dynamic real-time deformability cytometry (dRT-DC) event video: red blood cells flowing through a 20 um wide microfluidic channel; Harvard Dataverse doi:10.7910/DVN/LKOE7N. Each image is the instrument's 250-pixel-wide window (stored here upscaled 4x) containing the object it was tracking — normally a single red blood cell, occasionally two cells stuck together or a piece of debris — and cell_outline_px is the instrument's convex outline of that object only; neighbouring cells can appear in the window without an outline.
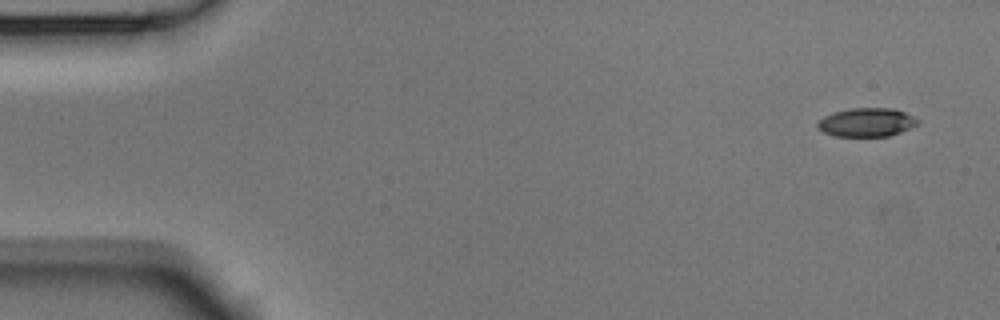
{"species": "Egyptian fruit bat (a non-hibernating species)", "species_latin": "Rousettus aegyptiacus", "temperature_condition": "room temperature", "stored_images_in_passage": 4, "camera_frame_rate_fps": 3000, "um_per_image_px": 0.085, "animal": {"sex": "male"}, "frame": {"image": 1, "passage_image": 1, "time_ms": 0.0, "image_size_px": [1000, 320], "cell_outline_px": [[920, 124], [900, 132], [888, 136], [836, 136], [824, 132], [816, 124], [824, 116], [832, 112], [852, 108], [896, 108], [920, 120]], "centroid_in_image_um": [73.7, 10.39], "position_along_channel_um": 11.3, "area_um2": 16.7}}
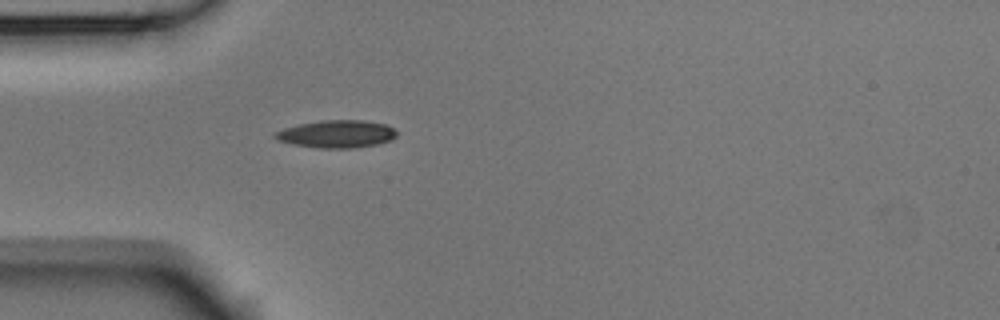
{"frame": {"image": 2, "passage_image": 4, "time_ms": 1.0, "image_size_px": [1000, 320], "cell_outline_px": [[396, 136], [392, 140], [376, 144], [352, 148], [320, 148], [292, 144], [280, 140], [272, 136], [276, 132], [284, 128], [300, 124], [324, 120], [364, 120], [388, 124], [396, 132]], "centroid_in_image_um": [28.65, 11.38], "position_along_channel_um": 56.4, "area_um2": 19.42}}